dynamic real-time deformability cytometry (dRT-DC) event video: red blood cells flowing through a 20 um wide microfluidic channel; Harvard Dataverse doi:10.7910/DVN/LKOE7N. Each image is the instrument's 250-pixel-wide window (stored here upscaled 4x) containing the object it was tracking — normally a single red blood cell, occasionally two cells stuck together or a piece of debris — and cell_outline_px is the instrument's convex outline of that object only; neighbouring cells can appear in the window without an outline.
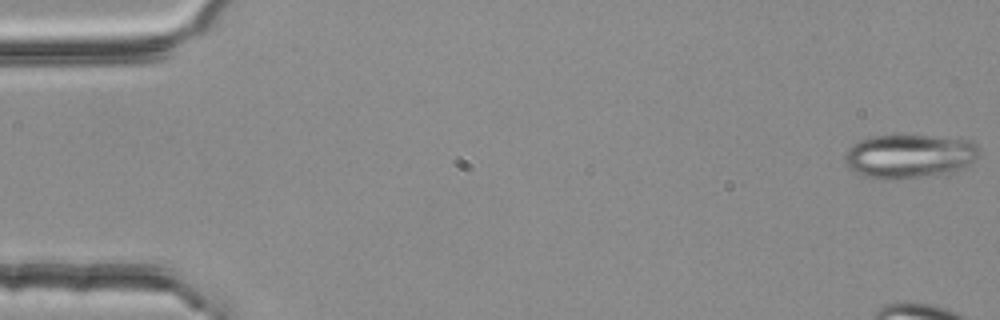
{"species": "common noctule bat (a hibernating species)", "species_latin": "Nyctalus noctula", "temperature_condition": "room temperature", "stored_images_in_passage": 5, "camera_frame_rate_fps": 3000, "um_per_image_px": 0.085, "animal": {"sex": "female", "body_mass_g": 25.1}, "frame": {"image": 1, "passage_image": 1, "time_ms": 0.0, "image_size_px": [1000, 320], "cell_outline_px": [[980, 152], [976, 160], [960, 168], [944, 172], [896, 180], [880, 180], [864, 176], [848, 168], [844, 160], [844, 156], [848, 148], [852, 144], [860, 140], [872, 136], [924, 136], [972, 140], [976, 144]], "centroid_in_image_um": [77.24, 13.28], "position_along_channel_um": 7.8, "area_um2": 34.04}}